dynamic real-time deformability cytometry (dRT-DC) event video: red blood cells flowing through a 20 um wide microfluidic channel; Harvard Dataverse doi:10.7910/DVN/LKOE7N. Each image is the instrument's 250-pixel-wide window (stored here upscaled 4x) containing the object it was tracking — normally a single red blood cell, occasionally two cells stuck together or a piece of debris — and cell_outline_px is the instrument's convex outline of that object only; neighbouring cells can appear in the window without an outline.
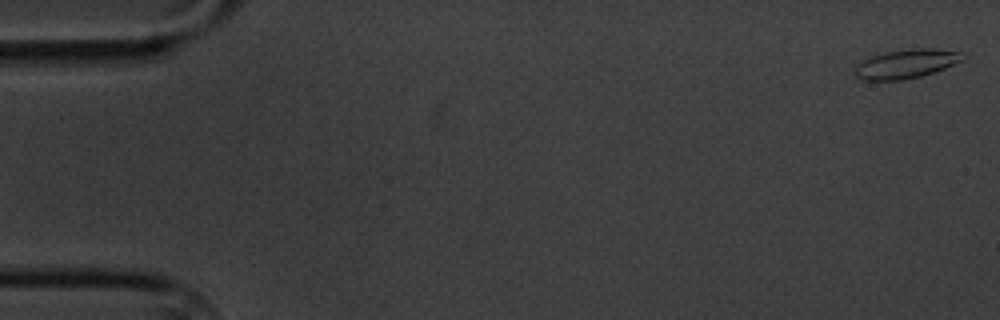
{"species": "common noctule bat (a hibernating species)", "species_latin": "Nyctalus noctula", "temperature_condition": "cold", "stored_images_in_passage": 6, "camera_frame_rate_fps": 3000, "um_per_image_px": 0.085, "animal": {"sex": "male", "body_mass_g": 20.1, "forearm_length_mm": 53.5}, "frame": {"image": 1, "passage_image": 1, "time_ms": 0.0, "image_size_px": [1000, 320], "cell_outline_px": [[968, 56], [964, 60], [944, 68], [920, 76], [904, 80], [864, 80], [856, 76], [852, 72], [852, 68], [860, 60], [868, 56], [884, 52], [912, 48], [936, 48], [960, 52]], "centroid_in_image_um": [76.97, 5.41], "position_along_channel_um": 8.0, "area_um2": 18.67}}